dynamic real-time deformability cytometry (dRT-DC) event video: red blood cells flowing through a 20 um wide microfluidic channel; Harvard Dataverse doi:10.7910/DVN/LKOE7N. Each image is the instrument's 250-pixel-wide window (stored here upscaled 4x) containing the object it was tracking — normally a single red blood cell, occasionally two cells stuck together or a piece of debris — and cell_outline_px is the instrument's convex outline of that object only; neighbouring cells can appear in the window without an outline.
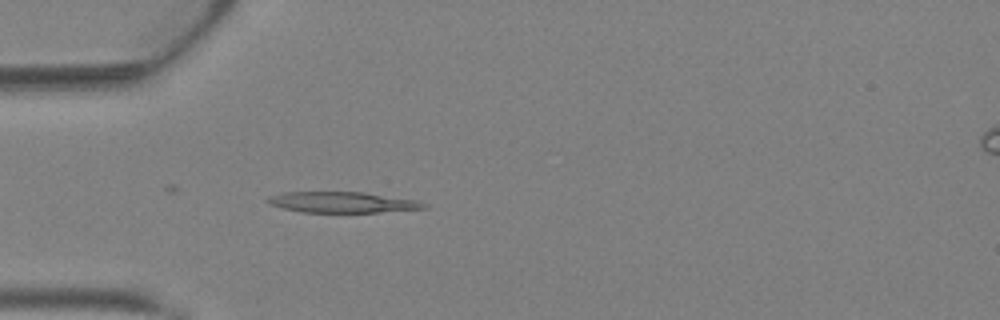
{"species": "Egyptian fruit bat (a non-hibernating species)", "species_latin": "Rousettus aegyptiacus", "temperature_condition": "warm", "stored_images_in_passage": 2, "camera_frame_rate_fps": 3000, "um_per_image_px": 0.085, "animal": {"sex": "female"}, "frame": {"image": 1, "passage_image": 2, "time_ms": 0.333, "image_size_px": [1000, 320], "cell_outline_px": [[428, 208], [376, 212], [300, 212], [284, 208], [272, 204], [264, 200], [268, 196], [284, 192], [364, 192], [416, 200], [428, 204]], "centroid_in_image_um": [29.1, 17.19], "position_along_channel_um": 55.9, "area_um2": 18.84}}